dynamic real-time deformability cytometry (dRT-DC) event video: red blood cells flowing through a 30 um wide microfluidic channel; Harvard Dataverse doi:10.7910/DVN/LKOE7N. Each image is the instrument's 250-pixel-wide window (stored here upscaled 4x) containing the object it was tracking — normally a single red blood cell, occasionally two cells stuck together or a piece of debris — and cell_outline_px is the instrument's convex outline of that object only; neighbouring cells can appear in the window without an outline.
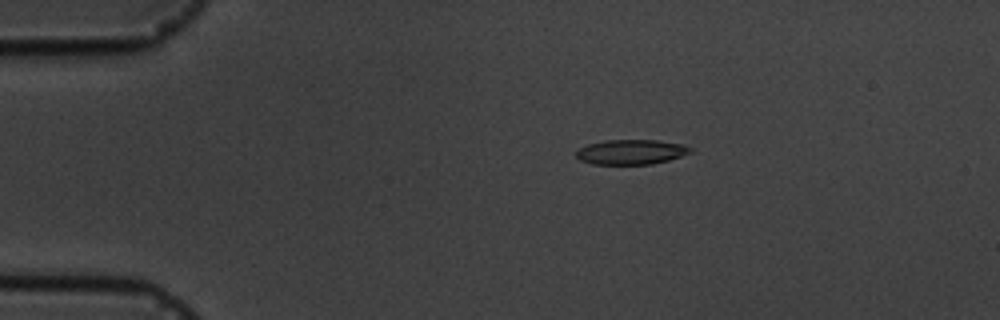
{"species": "common noctule bat (a hibernating species)", "species_latin": "Nyctalus noctula", "temperature_condition": "cold", "stored_images_in_passage": 17, "camera_frame_rate_fps": 3000, "um_per_image_px": 0.085, "animal": {"sex": "male", "body_mass_g": 19.5, "forearm_length_mm": 54.6}, "frame": {"image": 1, "passage_image": 4, "time_ms": 3.333, "image_size_px": [1000, 320], "cell_outline_px": [[692, 152], [668, 160], [652, 164], [592, 164], [580, 160], [576, 156], [576, 152], [580, 148], [588, 144], [604, 140], [656, 140], [684, 144], [692, 148]], "centroid_in_image_um": [53.65, 12.91], "position_along_channel_um": 31.4, "area_um2": 16.53}}
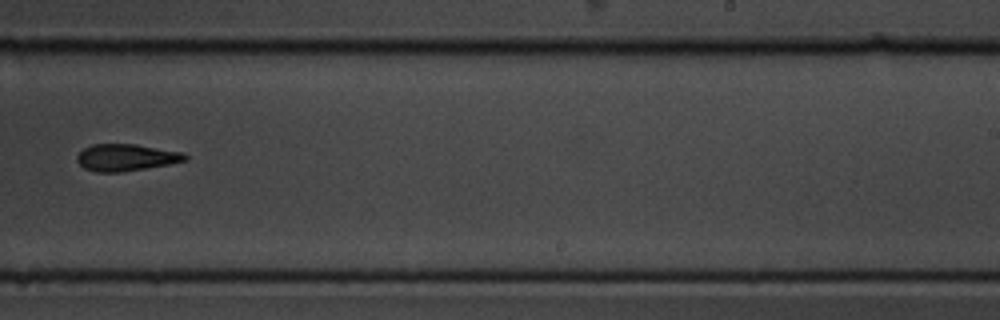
{"frame": {"image": 2, "passage_image": 11, "time_ms": 11.667, "image_size_px": [1000, 320], "cell_outline_px": [[188, 160], [168, 164], [120, 172], [96, 172], [84, 168], [76, 160], [76, 156], [84, 148], [92, 144], [136, 144], [184, 152], [188, 156]], "centroid_in_image_um": [10.72, 13.37], "position_along_channel_um": 278.3, "area_um2": 16.94}}
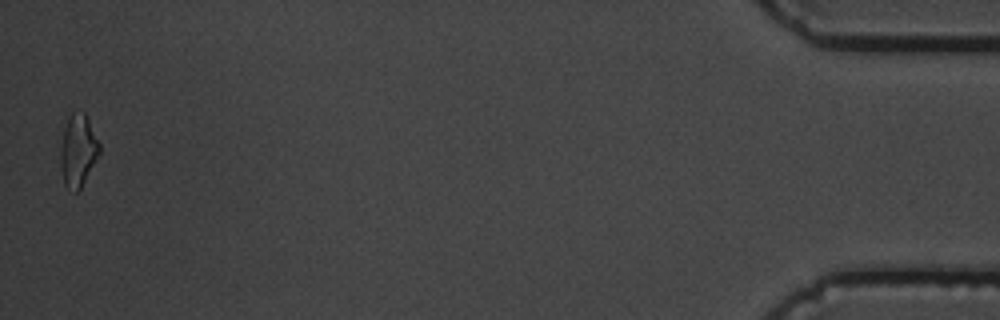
{"frame": {"image": 3, "passage_image": 17, "time_ms": 18.333, "image_size_px": [1000, 320], "cell_outline_px": [[100, 152], [80, 188], [76, 192], [68, 188], [64, 184], [60, 168], [60, 148], [64, 128], [72, 112], [84, 112], [100, 144]], "centroid_in_image_um": [6.61, 12.8], "position_along_channel_um": 428.6, "area_um2": 16.07}, "authors_computed_cell_mechanics": {"area_um2": 16.8776, "velocity_mm_per_s": 3.5779, "shape_relaxation_time_tau1_ms": 2.7952, "shape_relaxation_time_tau2_ms": 3.7996, "deformation_change_tau1": 0.0951, "deformation_change_tau2": 0.1187}}